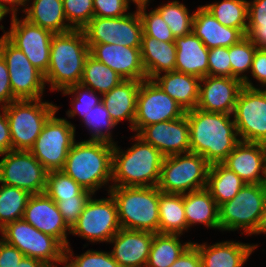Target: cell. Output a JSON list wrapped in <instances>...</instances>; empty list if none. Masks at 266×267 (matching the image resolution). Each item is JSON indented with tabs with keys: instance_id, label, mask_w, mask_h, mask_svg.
Segmentation results:
<instances>
[{
	"instance_id": "f546056e",
	"label": "cell",
	"mask_w": 266,
	"mask_h": 267,
	"mask_svg": "<svg viewBox=\"0 0 266 267\" xmlns=\"http://www.w3.org/2000/svg\"><path fill=\"white\" fill-rule=\"evenodd\" d=\"M31 4L22 10L26 14L24 19L28 22L54 34L73 30L68 23H65L67 20L64 14L63 0H33Z\"/></svg>"
},
{
	"instance_id": "ee69618b",
	"label": "cell",
	"mask_w": 266,
	"mask_h": 267,
	"mask_svg": "<svg viewBox=\"0 0 266 267\" xmlns=\"http://www.w3.org/2000/svg\"><path fill=\"white\" fill-rule=\"evenodd\" d=\"M146 8L147 6L137 8L142 22L143 34L156 38L159 41L174 42L176 38L168 27V24L161 17L160 13L156 9L147 13Z\"/></svg>"
},
{
	"instance_id": "8d00e7d4",
	"label": "cell",
	"mask_w": 266,
	"mask_h": 267,
	"mask_svg": "<svg viewBox=\"0 0 266 267\" xmlns=\"http://www.w3.org/2000/svg\"><path fill=\"white\" fill-rule=\"evenodd\" d=\"M31 194L21 188L1 184L0 187V229L9 222L23 217Z\"/></svg>"
},
{
	"instance_id": "f35d334b",
	"label": "cell",
	"mask_w": 266,
	"mask_h": 267,
	"mask_svg": "<svg viewBox=\"0 0 266 267\" xmlns=\"http://www.w3.org/2000/svg\"><path fill=\"white\" fill-rule=\"evenodd\" d=\"M168 24L174 37H181L192 32L194 13L191 15L187 7L179 1H170L155 8Z\"/></svg>"
},
{
	"instance_id": "9c48e42d",
	"label": "cell",
	"mask_w": 266,
	"mask_h": 267,
	"mask_svg": "<svg viewBox=\"0 0 266 267\" xmlns=\"http://www.w3.org/2000/svg\"><path fill=\"white\" fill-rule=\"evenodd\" d=\"M0 233L6 243L18 248L25 257L42 260L51 267L64 264L66 247L23 219L9 222L0 229Z\"/></svg>"
},
{
	"instance_id": "f1b7e54d",
	"label": "cell",
	"mask_w": 266,
	"mask_h": 267,
	"mask_svg": "<svg viewBox=\"0 0 266 267\" xmlns=\"http://www.w3.org/2000/svg\"><path fill=\"white\" fill-rule=\"evenodd\" d=\"M166 94L174 99L183 110L196 108L199 99L200 78L177 71L165 72L152 79Z\"/></svg>"
},
{
	"instance_id": "4dcf8cb0",
	"label": "cell",
	"mask_w": 266,
	"mask_h": 267,
	"mask_svg": "<svg viewBox=\"0 0 266 267\" xmlns=\"http://www.w3.org/2000/svg\"><path fill=\"white\" fill-rule=\"evenodd\" d=\"M219 206L210 192L204 188L184 194V211L188 229L194 224L219 229Z\"/></svg>"
},
{
	"instance_id": "f5cc1de1",
	"label": "cell",
	"mask_w": 266,
	"mask_h": 267,
	"mask_svg": "<svg viewBox=\"0 0 266 267\" xmlns=\"http://www.w3.org/2000/svg\"><path fill=\"white\" fill-rule=\"evenodd\" d=\"M250 72L260 82L262 89L266 87V50L256 49Z\"/></svg>"
},
{
	"instance_id": "ac0fdd59",
	"label": "cell",
	"mask_w": 266,
	"mask_h": 267,
	"mask_svg": "<svg viewBox=\"0 0 266 267\" xmlns=\"http://www.w3.org/2000/svg\"><path fill=\"white\" fill-rule=\"evenodd\" d=\"M137 135L157 148L165 157L190 152L186 114L175 120L145 126Z\"/></svg>"
},
{
	"instance_id": "ba28073f",
	"label": "cell",
	"mask_w": 266,
	"mask_h": 267,
	"mask_svg": "<svg viewBox=\"0 0 266 267\" xmlns=\"http://www.w3.org/2000/svg\"><path fill=\"white\" fill-rule=\"evenodd\" d=\"M266 206V184L246 183L229 201L219 205L222 231L244 230L252 235Z\"/></svg>"
},
{
	"instance_id": "c3c4849f",
	"label": "cell",
	"mask_w": 266,
	"mask_h": 267,
	"mask_svg": "<svg viewBox=\"0 0 266 267\" xmlns=\"http://www.w3.org/2000/svg\"><path fill=\"white\" fill-rule=\"evenodd\" d=\"M91 196H75V199H52L57 203L66 225L71 229L83 212Z\"/></svg>"
},
{
	"instance_id": "4fadbf2b",
	"label": "cell",
	"mask_w": 266,
	"mask_h": 267,
	"mask_svg": "<svg viewBox=\"0 0 266 267\" xmlns=\"http://www.w3.org/2000/svg\"><path fill=\"white\" fill-rule=\"evenodd\" d=\"M1 156V184L24 189L31 195L45 192L48 171L30 151L11 150Z\"/></svg>"
},
{
	"instance_id": "7c38bea8",
	"label": "cell",
	"mask_w": 266,
	"mask_h": 267,
	"mask_svg": "<svg viewBox=\"0 0 266 267\" xmlns=\"http://www.w3.org/2000/svg\"><path fill=\"white\" fill-rule=\"evenodd\" d=\"M0 55L9 71L13 96L17 100L41 99L46 84L44 74L5 36L0 40Z\"/></svg>"
},
{
	"instance_id": "52a82bcc",
	"label": "cell",
	"mask_w": 266,
	"mask_h": 267,
	"mask_svg": "<svg viewBox=\"0 0 266 267\" xmlns=\"http://www.w3.org/2000/svg\"><path fill=\"white\" fill-rule=\"evenodd\" d=\"M210 164L199 154L188 152L164 157L158 189L186 194L206 188Z\"/></svg>"
},
{
	"instance_id": "7bdbcfd3",
	"label": "cell",
	"mask_w": 266,
	"mask_h": 267,
	"mask_svg": "<svg viewBox=\"0 0 266 267\" xmlns=\"http://www.w3.org/2000/svg\"><path fill=\"white\" fill-rule=\"evenodd\" d=\"M64 264V267H120L111 252L87 250L74 257L70 245L65 248Z\"/></svg>"
},
{
	"instance_id": "ffe728a7",
	"label": "cell",
	"mask_w": 266,
	"mask_h": 267,
	"mask_svg": "<svg viewBox=\"0 0 266 267\" xmlns=\"http://www.w3.org/2000/svg\"><path fill=\"white\" fill-rule=\"evenodd\" d=\"M22 219L37 230L58 239L65 247L70 245L67 239L70 228L64 222L57 203L45 192L29 197Z\"/></svg>"
},
{
	"instance_id": "f907efd6",
	"label": "cell",
	"mask_w": 266,
	"mask_h": 267,
	"mask_svg": "<svg viewBox=\"0 0 266 267\" xmlns=\"http://www.w3.org/2000/svg\"><path fill=\"white\" fill-rule=\"evenodd\" d=\"M15 100L17 99L12 94L9 71L6 62L0 55V106L1 108L8 106Z\"/></svg>"
},
{
	"instance_id": "680465c9",
	"label": "cell",
	"mask_w": 266,
	"mask_h": 267,
	"mask_svg": "<svg viewBox=\"0 0 266 267\" xmlns=\"http://www.w3.org/2000/svg\"><path fill=\"white\" fill-rule=\"evenodd\" d=\"M260 233L266 234V206L262 214L260 215L258 224L252 234H260Z\"/></svg>"
},
{
	"instance_id": "e575fe53",
	"label": "cell",
	"mask_w": 266,
	"mask_h": 267,
	"mask_svg": "<svg viewBox=\"0 0 266 267\" xmlns=\"http://www.w3.org/2000/svg\"><path fill=\"white\" fill-rule=\"evenodd\" d=\"M123 80L114 70L89 54L84 63L80 84L96 93L99 92L101 96Z\"/></svg>"
},
{
	"instance_id": "4316f807",
	"label": "cell",
	"mask_w": 266,
	"mask_h": 267,
	"mask_svg": "<svg viewBox=\"0 0 266 267\" xmlns=\"http://www.w3.org/2000/svg\"><path fill=\"white\" fill-rule=\"evenodd\" d=\"M140 84L141 81L138 80H123L109 92L101 95L102 103L117 125L127 119L131 124L130 129H133Z\"/></svg>"
},
{
	"instance_id": "d590c367",
	"label": "cell",
	"mask_w": 266,
	"mask_h": 267,
	"mask_svg": "<svg viewBox=\"0 0 266 267\" xmlns=\"http://www.w3.org/2000/svg\"><path fill=\"white\" fill-rule=\"evenodd\" d=\"M217 21L227 27L239 29L245 36L248 26V1L223 0L203 5Z\"/></svg>"
},
{
	"instance_id": "9f6ffc18",
	"label": "cell",
	"mask_w": 266,
	"mask_h": 267,
	"mask_svg": "<svg viewBox=\"0 0 266 267\" xmlns=\"http://www.w3.org/2000/svg\"><path fill=\"white\" fill-rule=\"evenodd\" d=\"M27 2H28V0H0V5L8 13L11 12L12 15H17L18 9L20 8L18 6H22V7H24L23 9H25L26 5L28 4ZM7 4L8 5L10 4L11 7H10V5L7 6Z\"/></svg>"
},
{
	"instance_id": "b9f144b4",
	"label": "cell",
	"mask_w": 266,
	"mask_h": 267,
	"mask_svg": "<svg viewBox=\"0 0 266 267\" xmlns=\"http://www.w3.org/2000/svg\"><path fill=\"white\" fill-rule=\"evenodd\" d=\"M246 36L258 49L266 50V0L248 1Z\"/></svg>"
},
{
	"instance_id": "60d3db41",
	"label": "cell",
	"mask_w": 266,
	"mask_h": 267,
	"mask_svg": "<svg viewBox=\"0 0 266 267\" xmlns=\"http://www.w3.org/2000/svg\"><path fill=\"white\" fill-rule=\"evenodd\" d=\"M82 122H84L91 132L90 140H103L115 143L112 139L111 129H113L117 124L110 118L108 109L102 101L97 106L91 108V110L82 119Z\"/></svg>"
},
{
	"instance_id": "bcb514c9",
	"label": "cell",
	"mask_w": 266,
	"mask_h": 267,
	"mask_svg": "<svg viewBox=\"0 0 266 267\" xmlns=\"http://www.w3.org/2000/svg\"><path fill=\"white\" fill-rule=\"evenodd\" d=\"M63 9L73 29H83L94 17L93 0H63Z\"/></svg>"
},
{
	"instance_id": "5b68a950",
	"label": "cell",
	"mask_w": 266,
	"mask_h": 267,
	"mask_svg": "<svg viewBox=\"0 0 266 267\" xmlns=\"http://www.w3.org/2000/svg\"><path fill=\"white\" fill-rule=\"evenodd\" d=\"M121 228L159 233V189L157 186H111Z\"/></svg>"
},
{
	"instance_id": "94428289",
	"label": "cell",
	"mask_w": 266,
	"mask_h": 267,
	"mask_svg": "<svg viewBox=\"0 0 266 267\" xmlns=\"http://www.w3.org/2000/svg\"><path fill=\"white\" fill-rule=\"evenodd\" d=\"M8 14V12L0 5V21Z\"/></svg>"
},
{
	"instance_id": "db71d44e",
	"label": "cell",
	"mask_w": 266,
	"mask_h": 267,
	"mask_svg": "<svg viewBox=\"0 0 266 267\" xmlns=\"http://www.w3.org/2000/svg\"><path fill=\"white\" fill-rule=\"evenodd\" d=\"M170 267H202L198 249L191 244Z\"/></svg>"
},
{
	"instance_id": "277c9868",
	"label": "cell",
	"mask_w": 266,
	"mask_h": 267,
	"mask_svg": "<svg viewBox=\"0 0 266 267\" xmlns=\"http://www.w3.org/2000/svg\"><path fill=\"white\" fill-rule=\"evenodd\" d=\"M113 148L114 143L103 140L75 141L62 171L94 195L112 182Z\"/></svg>"
},
{
	"instance_id": "5bb4252c",
	"label": "cell",
	"mask_w": 266,
	"mask_h": 267,
	"mask_svg": "<svg viewBox=\"0 0 266 267\" xmlns=\"http://www.w3.org/2000/svg\"><path fill=\"white\" fill-rule=\"evenodd\" d=\"M233 119L239 140L266 142V88L243 86L235 105Z\"/></svg>"
},
{
	"instance_id": "11a10c76",
	"label": "cell",
	"mask_w": 266,
	"mask_h": 267,
	"mask_svg": "<svg viewBox=\"0 0 266 267\" xmlns=\"http://www.w3.org/2000/svg\"><path fill=\"white\" fill-rule=\"evenodd\" d=\"M0 156L12 150V140L8 118L4 108L0 107Z\"/></svg>"
},
{
	"instance_id": "603a6c76",
	"label": "cell",
	"mask_w": 266,
	"mask_h": 267,
	"mask_svg": "<svg viewBox=\"0 0 266 267\" xmlns=\"http://www.w3.org/2000/svg\"><path fill=\"white\" fill-rule=\"evenodd\" d=\"M154 234L121 228L109 241L113 259L120 267H145Z\"/></svg>"
},
{
	"instance_id": "cb8c5ba5",
	"label": "cell",
	"mask_w": 266,
	"mask_h": 267,
	"mask_svg": "<svg viewBox=\"0 0 266 267\" xmlns=\"http://www.w3.org/2000/svg\"><path fill=\"white\" fill-rule=\"evenodd\" d=\"M192 32L208 48L230 47L238 43L245 35L236 28L220 24L203 6L194 12Z\"/></svg>"
},
{
	"instance_id": "3957f363",
	"label": "cell",
	"mask_w": 266,
	"mask_h": 267,
	"mask_svg": "<svg viewBox=\"0 0 266 267\" xmlns=\"http://www.w3.org/2000/svg\"><path fill=\"white\" fill-rule=\"evenodd\" d=\"M134 145L123 151L114 143L112 153V181L109 186H157L164 155L137 134ZM118 183V184H117Z\"/></svg>"
},
{
	"instance_id": "484cf974",
	"label": "cell",
	"mask_w": 266,
	"mask_h": 267,
	"mask_svg": "<svg viewBox=\"0 0 266 267\" xmlns=\"http://www.w3.org/2000/svg\"><path fill=\"white\" fill-rule=\"evenodd\" d=\"M175 71L190 74L198 78L208 76L209 49L193 33L176 37Z\"/></svg>"
},
{
	"instance_id": "91938a15",
	"label": "cell",
	"mask_w": 266,
	"mask_h": 267,
	"mask_svg": "<svg viewBox=\"0 0 266 267\" xmlns=\"http://www.w3.org/2000/svg\"><path fill=\"white\" fill-rule=\"evenodd\" d=\"M133 2L135 3V5L138 7H141V6H147L148 3L150 2V0H127V2L130 4V2Z\"/></svg>"
},
{
	"instance_id": "8fae6325",
	"label": "cell",
	"mask_w": 266,
	"mask_h": 267,
	"mask_svg": "<svg viewBox=\"0 0 266 267\" xmlns=\"http://www.w3.org/2000/svg\"><path fill=\"white\" fill-rule=\"evenodd\" d=\"M110 197L93 199L92 195L84 206L70 234L83 237L90 242H109L121 229L116 203Z\"/></svg>"
},
{
	"instance_id": "6f0895ef",
	"label": "cell",
	"mask_w": 266,
	"mask_h": 267,
	"mask_svg": "<svg viewBox=\"0 0 266 267\" xmlns=\"http://www.w3.org/2000/svg\"><path fill=\"white\" fill-rule=\"evenodd\" d=\"M17 267H51V266L42 260L24 256L20 260L19 264H17Z\"/></svg>"
},
{
	"instance_id": "d6986e66",
	"label": "cell",
	"mask_w": 266,
	"mask_h": 267,
	"mask_svg": "<svg viewBox=\"0 0 266 267\" xmlns=\"http://www.w3.org/2000/svg\"><path fill=\"white\" fill-rule=\"evenodd\" d=\"M243 82L237 78L205 76L199 84V99L196 108L205 112L233 115Z\"/></svg>"
},
{
	"instance_id": "d6a6232c",
	"label": "cell",
	"mask_w": 266,
	"mask_h": 267,
	"mask_svg": "<svg viewBox=\"0 0 266 267\" xmlns=\"http://www.w3.org/2000/svg\"><path fill=\"white\" fill-rule=\"evenodd\" d=\"M245 184L246 182L223 163L210 165L206 189L218 206L231 200Z\"/></svg>"
},
{
	"instance_id": "681fc988",
	"label": "cell",
	"mask_w": 266,
	"mask_h": 267,
	"mask_svg": "<svg viewBox=\"0 0 266 267\" xmlns=\"http://www.w3.org/2000/svg\"><path fill=\"white\" fill-rule=\"evenodd\" d=\"M94 17H122L127 15V0H93Z\"/></svg>"
},
{
	"instance_id": "e0dca14e",
	"label": "cell",
	"mask_w": 266,
	"mask_h": 267,
	"mask_svg": "<svg viewBox=\"0 0 266 267\" xmlns=\"http://www.w3.org/2000/svg\"><path fill=\"white\" fill-rule=\"evenodd\" d=\"M11 18L10 30L4 31L3 37L19 48L31 64L45 75L54 33L28 22L24 17L19 20L17 15H12Z\"/></svg>"
},
{
	"instance_id": "f6af8a7d",
	"label": "cell",
	"mask_w": 266,
	"mask_h": 267,
	"mask_svg": "<svg viewBox=\"0 0 266 267\" xmlns=\"http://www.w3.org/2000/svg\"><path fill=\"white\" fill-rule=\"evenodd\" d=\"M62 93L64 95H76H74V98L71 102L73 109H69L66 112V115H68L69 118L76 116L78 113L79 115H81L80 118L83 119L84 116L91 110V108L97 106L102 101V98H99L96 92L81 84L71 86L66 90H63Z\"/></svg>"
},
{
	"instance_id": "83f0119b",
	"label": "cell",
	"mask_w": 266,
	"mask_h": 267,
	"mask_svg": "<svg viewBox=\"0 0 266 267\" xmlns=\"http://www.w3.org/2000/svg\"><path fill=\"white\" fill-rule=\"evenodd\" d=\"M140 51L147 79L152 80L162 72L175 71L176 46L174 42L159 41L142 33Z\"/></svg>"
},
{
	"instance_id": "836d02e7",
	"label": "cell",
	"mask_w": 266,
	"mask_h": 267,
	"mask_svg": "<svg viewBox=\"0 0 266 267\" xmlns=\"http://www.w3.org/2000/svg\"><path fill=\"white\" fill-rule=\"evenodd\" d=\"M178 234L155 233L145 267H170L193 243L181 244Z\"/></svg>"
},
{
	"instance_id": "7a4b0ae2",
	"label": "cell",
	"mask_w": 266,
	"mask_h": 267,
	"mask_svg": "<svg viewBox=\"0 0 266 267\" xmlns=\"http://www.w3.org/2000/svg\"><path fill=\"white\" fill-rule=\"evenodd\" d=\"M88 55L89 46L82 29L54 34L51 39L49 67L44 75L45 83L50 84V90L63 91L80 84Z\"/></svg>"
},
{
	"instance_id": "2e32d148",
	"label": "cell",
	"mask_w": 266,
	"mask_h": 267,
	"mask_svg": "<svg viewBox=\"0 0 266 267\" xmlns=\"http://www.w3.org/2000/svg\"><path fill=\"white\" fill-rule=\"evenodd\" d=\"M184 115L183 108L153 80L141 81L132 131L138 134L145 126L175 120Z\"/></svg>"
},
{
	"instance_id": "ab89813d",
	"label": "cell",
	"mask_w": 266,
	"mask_h": 267,
	"mask_svg": "<svg viewBox=\"0 0 266 267\" xmlns=\"http://www.w3.org/2000/svg\"><path fill=\"white\" fill-rule=\"evenodd\" d=\"M45 193L51 199H75V196L93 195L62 170L48 172Z\"/></svg>"
},
{
	"instance_id": "9a60e30c",
	"label": "cell",
	"mask_w": 266,
	"mask_h": 267,
	"mask_svg": "<svg viewBox=\"0 0 266 267\" xmlns=\"http://www.w3.org/2000/svg\"><path fill=\"white\" fill-rule=\"evenodd\" d=\"M87 44H120L141 47L142 22L136 10L122 17H93L82 29Z\"/></svg>"
},
{
	"instance_id": "44dd1931",
	"label": "cell",
	"mask_w": 266,
	"mask_h": 267,
	"mask_svg": "<svg viewBox=\"0 0 266 267\" xmlns=\"http://www.w3.org/2000/svg\"><path fill=\"white\" fill-rule=\"evenodd\" d=\"M89 54L106 64L124 80H146L140 47L120 44H88Z\"/></svg>"
},
{
	"instance_id": "30bf717a",
	"label": "cell",
	"mask_w": 266,
	"mask_h": 267,
	"mask_svg": "<svg viewBox=\"0 0 266 267\" xmlns=\"http://www.w3.org/2000/svg\"><path fill=\"white\" fill-rule=\"evenodd\" d=\"M55 114L45 123L29 150L48 172L63 169L68 152L76 141L74 125Z\"/></svg>"
},
{
	"instance_id": "6da1fadb",
	"label": "cell",
	"mask_w": 266,
	"mask_h": 267,
	"mask_svg": "<svg viewBox=\"0 0 266 267\" xmlns=\"http://www.w3.org/2000/svg\"><path fill=\"white\" fill-rule=\"evenodd\" d=\"M185 114L189 123L190 152L201 155L210 165L223 163L240 142L233 115L198 108Z\"/></svg>"
},
{
	"instance_id": "8992f818",
	"label": "cell",
	"mask_w": 266,
	"mask_h": 267,
	"mask_svg": "<svg viewBox=\"0 0 266 267\" xmlns=\"http://www.w3.org/2000/svg\"><path fill=\"white\" fill-rule=\"evenodd\" d=\"M8 118L12 150L29 151L48 119L59 107L41 99L12 101L3 107Z\"/></svg>"
},
{
	"instance_id": "74e56055",
	"label": "cell",
	"mask_w": 266,
	"mask_h": 267,
	"mask_svg": "<svg viewBox=\"0 0 266 267\" xmlns=\"http://www.w3.org/2000/svg\"><path fill=\"white\" fill-rule=\"evenodd\" d=\"M257 47L245 36L238 43L229 47V58L232 67V78L243 82L244 86L256 88L245 72L251 71L253 57Z\"/></svg>"
},
{
	"instance_id": "7402d4cb",
	"label": "cell",
	"mask_w": 266,
	"mask_h": 267,
	"mask_svg": "<svg viewBox=\"0 0 266 267\" xmlns=\"http://www.w3.org/2000/svg\"><path fill=\"white\" fill-rule=\"evenodd\" d=\"M223 164L246 183L266 184V150L264 143L240 141Z\"/></svg>"
},
{
	"instance_id": "816d5d0a",
	"label": "cell",
	"mask_w": 266,
	"mask_h": 267,
	"mask_svg": "<svg viewBox=\"0 0 266 267\" xmlns=\"http://www.w3.org/2000/svg\"><path fill=\"white\" fill-rule=\"evenodd\" d=\"M24 254L15 246L6 243L0 244V267H17Z\"/></svg>"
},
{
	"instance_id": "7dc6e473",
	"label": "cell",
	"mask_w": 266,
	"mask_h": 267,
	"mask_svg": "<svg viewBox=\"0 0 266 267\" xmlns=\"http://www.w3.org/2000/svg\"><path fill=\"white\" fill-rule=\"evenodd\" d=\"M208 75L232 77L228 47H215L208 53Z\"/></svg>"
},
{
	"instance_id": "d4e9b609",
	"label": "cell",
	"mask_w": 266,
	"mask_h": 267,
	"mask_svg": "<svg viewBox=\"0 0 266 267\" xmlns=\"http://www.w3.org/2000/svg\"><path fill=\"white\" fill-rule=\"evenodd\" d=\"M201 257L202 267H242L256 245L234 241H224L213 245L192 243Z\"/></svg>"
},
{
	"instance_id": "1f68e13d",
	"label": "cell",
	"mask_w": 266,
	"mask_h": 267,
	"mask_svg": "<svg viewBox=\"0 0 266 267\" xmlns=\"http://www.w3.org/2000/svg\"><path fill=\"white\" fill-rule=\"evenodd\" d=\"M187 230L184 194L159 190V233L183 235V231Z\"/></svg>"
}]
</instances>
